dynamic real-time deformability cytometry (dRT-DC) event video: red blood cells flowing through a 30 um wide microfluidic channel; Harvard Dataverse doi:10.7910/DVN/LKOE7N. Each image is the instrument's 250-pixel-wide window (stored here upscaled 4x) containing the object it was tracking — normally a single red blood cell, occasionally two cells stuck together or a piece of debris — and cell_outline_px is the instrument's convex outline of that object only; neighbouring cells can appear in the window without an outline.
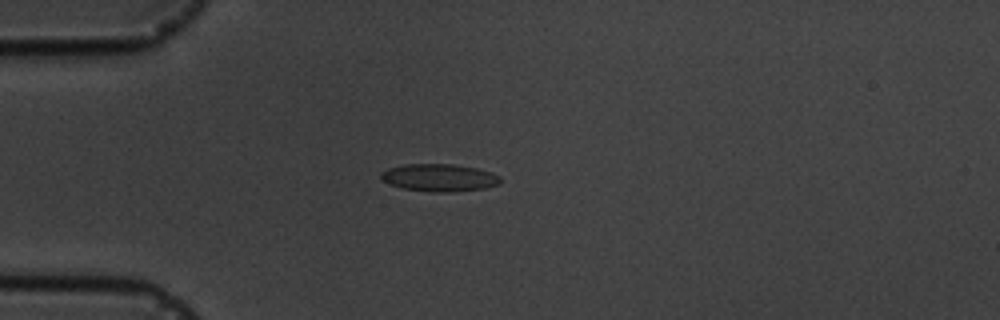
{"species": "common noctule bat (a hibernating species)", "species_latin": "Nyctalus noctula", "temperature_condition": "cold", "stored_images_in_passage": 6, "camera_frame_rate_fps": 3000, "um_per_image_px": 0.085, "animal": {"sex": "male", "body_mass_g": 19.5, "forearm_length_mm": 54.6}, "frame": {"image": 1, "passage_image": 4, "time_ms": 3.333, "image_size_px": [1000, 320], "cell_outline_px": [[500, 184], [484, 188], [452, 192], [432, 192], [404, 188], [380, 180], [380, 172], [388, 168], [404, 164], [452, 164], [476, 168], [492, 172], [500, 176]], "centroid_in_image_um": [37.33, 15.09], "position_along_channel_um": 47.7, "area_um2": 19.13}}
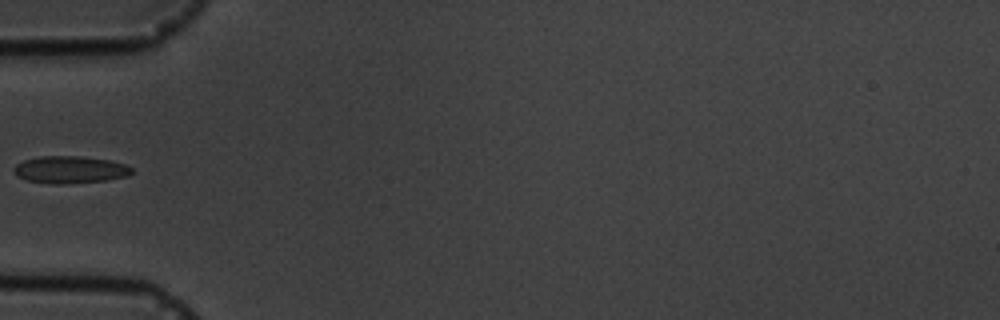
{"frame": {"image": 2, "passage_image": 5, "time_ms": 4.667, "image_size_px": [1000, 320], "cell_outline_px": [[132, 172], [128, 176], [104, 180], [68, 184], [52, 184], [24, 180], [16, 176], [12, 172], [12, 168], [16, 164], [24, 160], [40, 156], [80, 156], [108, 160], [124, 164], [132, 168]], "centroid_in_image_um": [5.88, 14.43], "position_along_channel_um": 79.1, "area_um2": 18.84}}
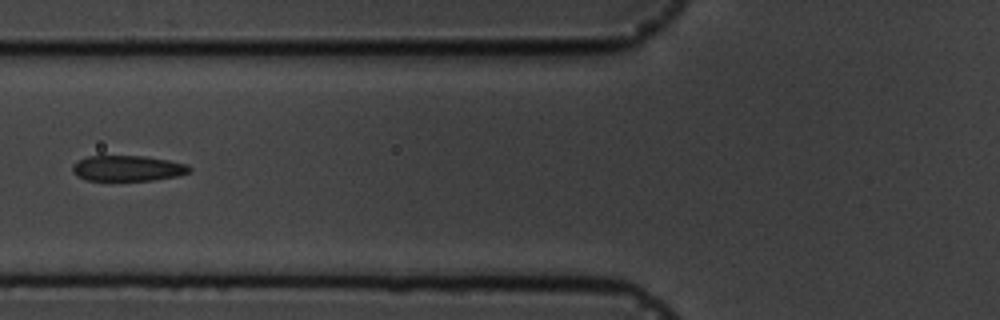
{"frame": {"image": 3, "passage_image": 6, "time_ms": 5.667, "image_size_px": [1000, 320], "cell_outline_px": [[192, 168], [188, 172], [176, 176], [152, 180], [84, 180], [76, 176], [72, 172], [72, 164], [88, 156], [144, 156], [168, 160], [188, 164]], "centroid_in_image_um": [10.82, 14.3], "position_along_channel_um": 115.0, "area_um2": 17.4}}